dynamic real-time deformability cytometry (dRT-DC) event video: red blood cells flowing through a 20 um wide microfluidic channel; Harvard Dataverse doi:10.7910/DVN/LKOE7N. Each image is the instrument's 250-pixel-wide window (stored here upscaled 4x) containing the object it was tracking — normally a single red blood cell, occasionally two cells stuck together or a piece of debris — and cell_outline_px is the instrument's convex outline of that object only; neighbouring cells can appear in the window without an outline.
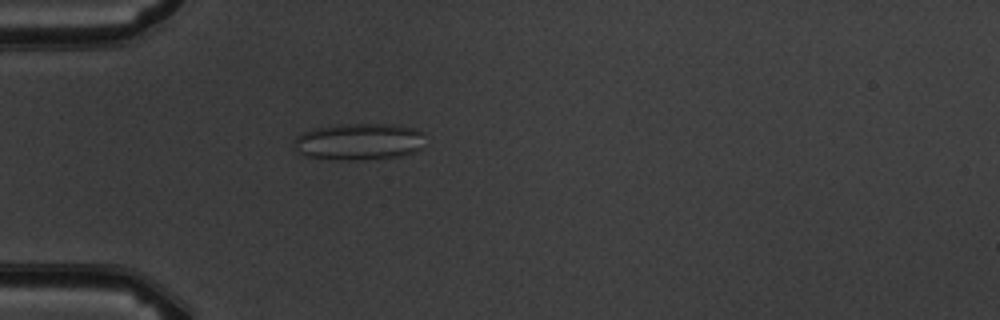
{"species": "common noctule bat (a hibernating species)", "species_latin": "Nyctalus noctula", "temperature_condition": "warm", "stored_images_in_passage": 5, "camera_frame_rate_fps": 3000, "um_per_image_px": 0.085, "animal": {"sex": "male", "body_mass_g": 19.5, "forearm_length_mm": 54.6}, "frame": {"image": 1, "passage_image": 5, "time_ms": 4.667, "image_size_px": [1000, 320], "cell_outline_px": [[424, 132], [420, 148], [412, 152], [400, 156], [352, 160], [348, 160], [304, 156], [296, 152], [292, 144], [296, 136], [312, 128], [336, 124], [392, 124], [412, 128]], "centroid_in_image_um": [30.44, 12.02], "position_along_channel_um": 54.6, "area_um2": 28.09}}